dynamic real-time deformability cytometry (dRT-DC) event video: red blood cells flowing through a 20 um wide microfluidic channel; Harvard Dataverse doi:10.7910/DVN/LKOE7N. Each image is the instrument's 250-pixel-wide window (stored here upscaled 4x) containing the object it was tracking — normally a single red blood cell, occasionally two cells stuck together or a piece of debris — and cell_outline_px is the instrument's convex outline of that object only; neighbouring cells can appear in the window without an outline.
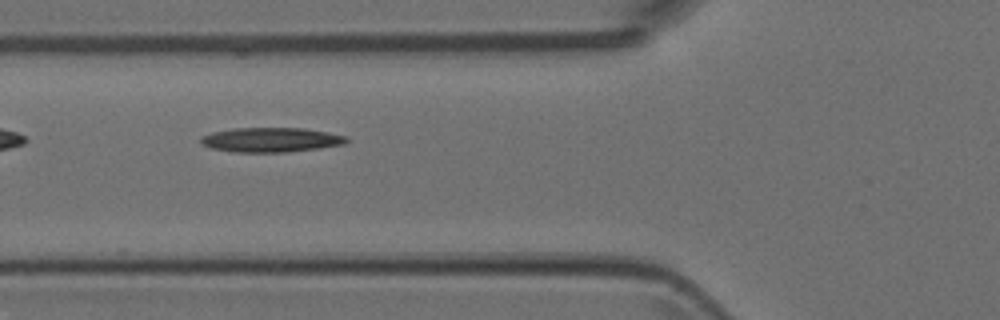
{"species": "Egyptian fruit bat (a non-hibernating species)", "species_latin": "Rousettus aegyptiacus", "temperature_condition": "room temperature", "stored_images_in_passage": 7, "camera_frame_rate_fps": 3000, "um_per_image_px": 0.085, "animal": {"sex": "female"}, "frame": {"image": 1, "passage_image": 6, "time_ms": 1.667, "image_size_px": [1000, 320], "cell_outline_px": [[348, 140], [344, 144], [320, 148], [288, 152], [232, 152], [212, 148], [200, 144], [200, 136], [212, 132], [232, 128], [304, 128], [328, 132], [348, 136]], "centroid_in_image_um": [23.02, 11.88], "position_along_channel_um": 102.8, "area_um2": 21.04}}
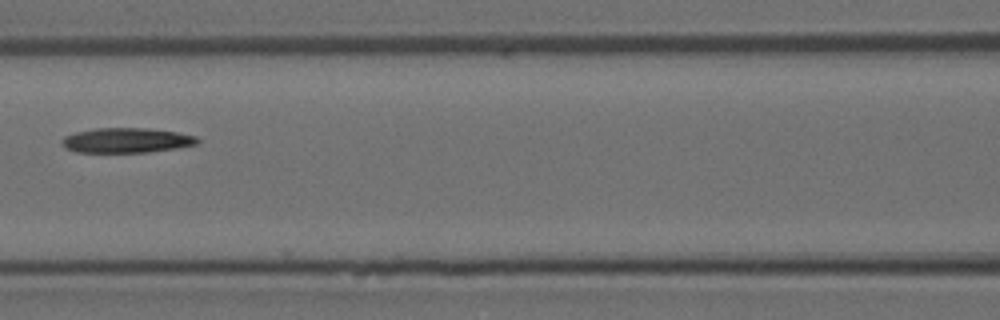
{"frame": {"image": 2, "passage_image": 7, "time_ms": 2.0, "image_size_px": [1000, 320], "cell_outline_px": [[200, 140], [196, 144], [176, 148], [148, 152], [76, 152], [64, 148], [60, 144], [60, 140], [64, 136], [76, 132], [96, 128], [148, 128], [176, 132], [196, 136]], "centroid_in_image_um": [10.7, 11.93], "position_along_channel_um": 155.9, "area_um2": 19.71}}